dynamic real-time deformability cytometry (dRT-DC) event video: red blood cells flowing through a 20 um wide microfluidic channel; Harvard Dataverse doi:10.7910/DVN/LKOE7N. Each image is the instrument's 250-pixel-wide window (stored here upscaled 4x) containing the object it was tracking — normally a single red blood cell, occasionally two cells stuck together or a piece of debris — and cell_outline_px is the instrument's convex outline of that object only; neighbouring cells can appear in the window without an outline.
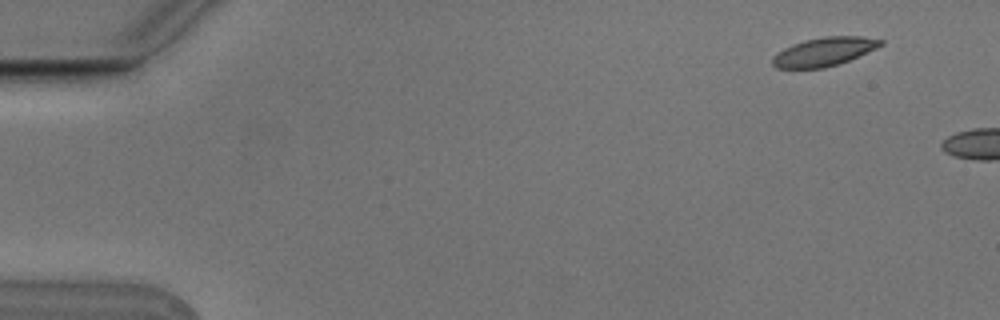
{"species": "Egyptian fruit bat (a non-hibernating species)", "species_latin": "Rousettus aegyptiacus", "temperature_condition": "cold", "stored_images_in_passage": 5, "segment_of_instrument_passage": [2, 2], "camera_frame_rate_fps": 3000, "um_per_image_px": 0.085, "animal": {"sex": "male"}, "frame": {"image": 1, "passage_image": 5, "time_ms": 1.333, "image_size_px": [1000, 320], "cell_outline_px": [[884, 44], [876, 48], [840, 64], [824, 68], [776, 68], [772, 64], [772, 56], [776, 52], [792, 44], [804, 40], [824, 36], [860, 36], [884, 40]], "centroid_in_image_um": [70.02, 4.39], "position_along_channel_um": 15.0, "area_um2": 18.15}}